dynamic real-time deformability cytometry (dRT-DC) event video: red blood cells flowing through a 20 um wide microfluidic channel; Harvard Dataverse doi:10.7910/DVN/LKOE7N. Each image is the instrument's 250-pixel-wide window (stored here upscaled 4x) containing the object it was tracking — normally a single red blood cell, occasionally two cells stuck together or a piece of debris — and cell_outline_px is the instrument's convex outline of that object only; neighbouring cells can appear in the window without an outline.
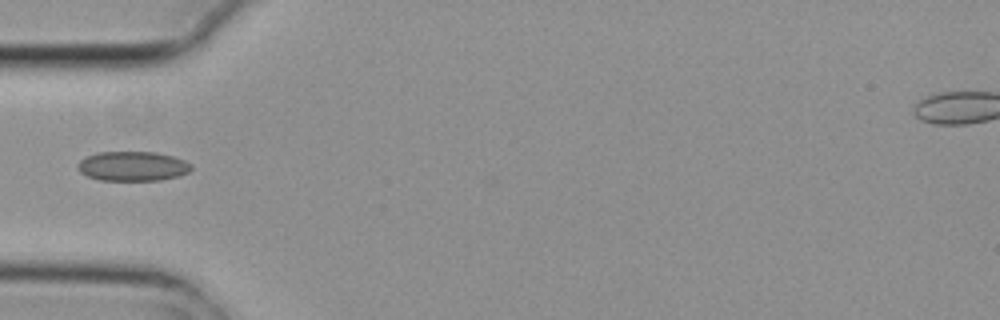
{"species": "common noctule bat (a hibernating species)", "species_latin": "Nyctalus noctula", "temperature_condition": "cold", "stored_images_in_passage": 5, "camera_frame_rate_fps": 3000, "um_per_image_px": 0.085, "animal": {"sex": "female", "body_mass_g": 29.2, "forearm_length_mm": 56.3}, "frame": {"image": 1, "passage_image": 4, "time_ms": 1.0, "image_size_px": [1000, 320], "cell_outline_px": [[192, 168], [188, 172], [180, 176], [160, 180], [100, 180], [88, 176], [80, 172], [76, 168], [80, 160], [96, 152], [156, 152], [172, 156], [184, 160], [192, 164]], "centroid_in_image_um": [11.28, 14.12], "position_along_channel_um": 73.7, "area_um2": 19.59}}
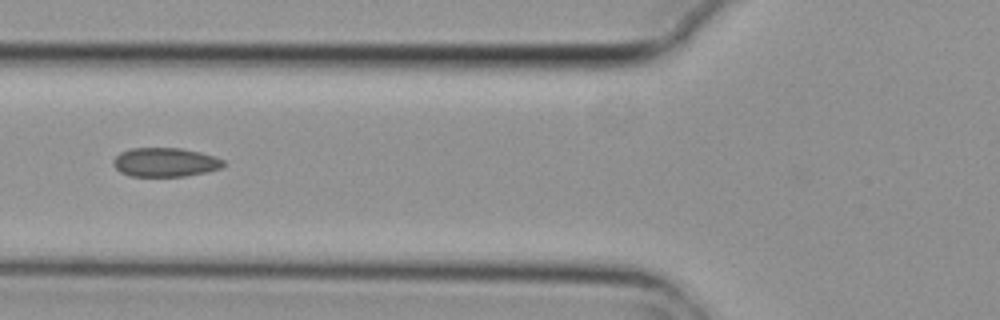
{"frame": {"image": 2, "passage_image": 5, "time_ms": 1.333, "image_size_px": [1000, 320], "cell_outline_px": [[224, 164], [220, 168], [204, 172], [184, 176], [128, 176], [120, 172], [112, 164], [112, 160], [120, 152], [132, 148], [180, 148], [200, 152], [224, 160]], "centroid_in_image_um": [13.98, 13.79], "position_along_channel_um": 111.8, "area_um2": 18.5}}